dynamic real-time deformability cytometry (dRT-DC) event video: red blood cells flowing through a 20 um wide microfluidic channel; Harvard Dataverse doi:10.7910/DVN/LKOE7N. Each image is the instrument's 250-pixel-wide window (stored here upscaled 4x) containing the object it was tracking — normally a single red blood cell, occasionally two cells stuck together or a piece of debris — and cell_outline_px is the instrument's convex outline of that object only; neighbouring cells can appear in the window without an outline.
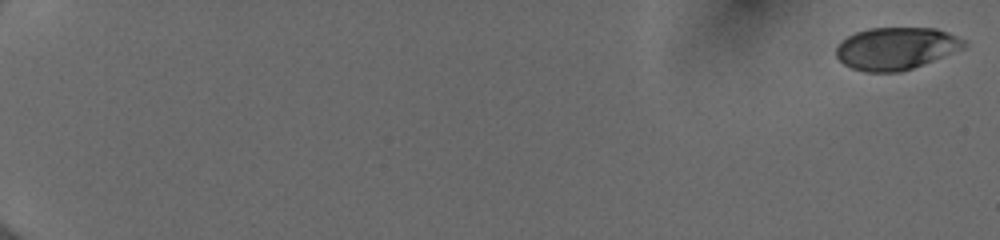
{"species": "human", "species_latin": "Homo sapiens", "temperature_condition": "cold", "stored_images_in_passage": 54, "camera_frame_rate_fps": 3000, "um_per_image_px": 0.085, "donor": {"sex": "female"}, "frame": {"image": 1, "passage_image": 1, "time_ms": 0.0, "image_size_px": [1000, 240], "cell_outline_px": [[968, 44], [964, 48], [912, 68], [900, 72], [864, 72], [852, 68], [844, 64], [836, 56], [836, 48], [848, 36], [856, 32], [868, 28], [936, 28], [948, 32], [964, 40]], "centroid_in_image_um": [76.16, 4.11], "position_along_channel_um": 8.8, "area_um2": 31.33}}
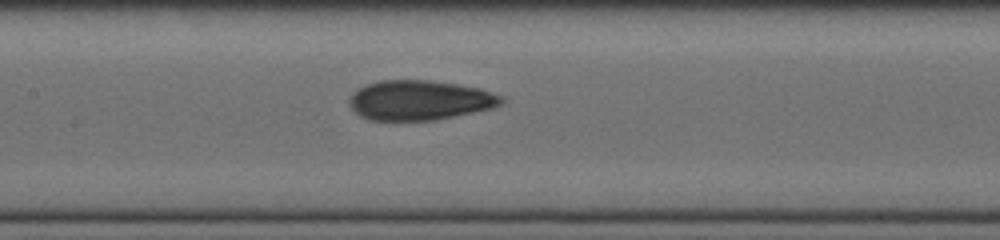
{"frame": {"image": 2, "passage_image": 30, "time_ms": 9.667, "image_size_px": [1000, 240], "cell_outline_px": [[504, 104], [492, 108], [436, 120], [368, 120], [360, 116], [348, 104], [348, 96], [356, 88], [380, 80], [428, 80], [456, 84], [480, 88], [504, 96]], "centroid_in_image_um": [35.66, 8.51], "position_along_channel_um": 171.7, "area_um2": 35.55}}
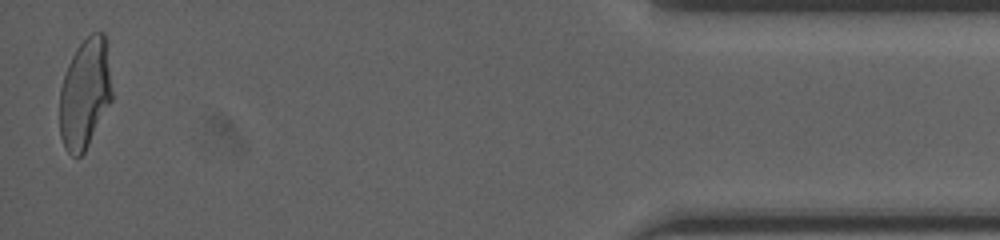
{"frame": {"image": 3, "passage_image": 54, "time_ms": 17.667, "image_size_px": [1000, 240], "cell_outline_px": [[112, 100], [84, 152], [80, 156], [72, 156], [64, 148], [60, 136], [60, 88], [68, 64], [76, 48], [92, 32], [104, 32], [112, 92]], "centroid_in_image_um": [7.2, 7.97], "position_along_channel_um": 428.0, "area_um2": 33.23}, "authors_computed_cell_mechanics": {"area_um2": 34.391, "velocity_mm_per_s": 4.0143, "shape_relaxation_time_tau1_ms": 7.6164, "shape_relaxation_time_tau2_ms": 1.0712, "deformation_change_tau1": 0.2358, "deformation_change_tau2": 0.0663}}